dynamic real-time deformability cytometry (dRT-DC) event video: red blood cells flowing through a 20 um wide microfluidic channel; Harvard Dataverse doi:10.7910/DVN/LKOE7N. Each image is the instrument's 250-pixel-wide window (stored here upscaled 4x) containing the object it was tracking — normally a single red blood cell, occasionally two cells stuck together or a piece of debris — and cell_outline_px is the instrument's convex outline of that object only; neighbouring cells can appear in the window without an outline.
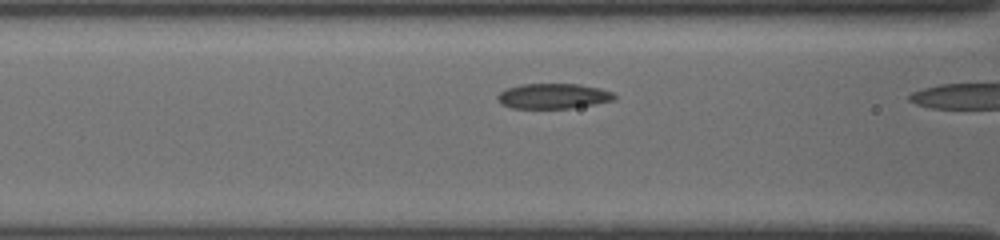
{"species": "common noctule bat (a hibernating species)", "species_latin": "Nyctalus noctula", "temperature_condition": "cold", "stored_images_in_passage": 8, "camera_frame_rate_fps": 3000, "um_per_image_px": 0.085, "animal": {"sex": "female", "body_mass_g": 19.5, "forearm_length_mm": 54.1}, "frame": {"image": 1, "passage_image": 7, "time_ms": 2.333, "image_size_px": [1000, 240], "cell_outline_px": [[616, 96], [612, 100], [592, 104], [568, 108], [512, 108], [500, 104], [496, 96], [500, 92], [508, 88], [520, 84], [580, 84], [600, 88], [612, 92]], "centroid_in_image_um": [46.98, 8.16], "position_along_channel_um": 119.6, "area_um2": 16.99}}